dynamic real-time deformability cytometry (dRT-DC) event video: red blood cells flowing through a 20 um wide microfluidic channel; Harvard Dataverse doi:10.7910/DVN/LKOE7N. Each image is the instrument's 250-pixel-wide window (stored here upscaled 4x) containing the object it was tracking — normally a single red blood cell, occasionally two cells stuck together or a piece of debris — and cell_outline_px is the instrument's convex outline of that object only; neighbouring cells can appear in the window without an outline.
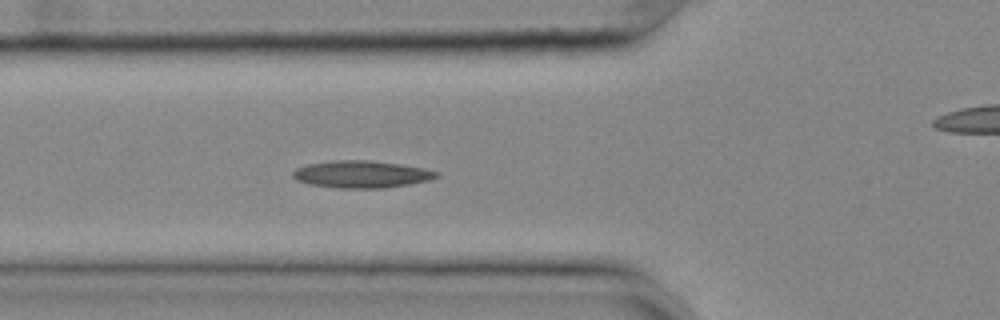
{"species": "common noctule bat (a hibernating species)", "species_latin": "Nyctalus noctula", "temperature_condition": "cold", "stored_images_in_passage": 12, "camera_frame_rate_fps": 3000, "um_per_image_px": 0.085, "animal": {"sex": "female", "body_mass_g": 25.1}, "frame": {"image": 1, "passage_image": 9, "time_ms": 2.667, "image_size_px": [1000, 320], "cell_outline_px": [[440, 176], [428, 180], [408, 184], [384, 188], [340, 188], [308, 184], [296, 180], [292, 176], [292, 172], [296, 168], [308, 164], [336, 160], [368, 160], [400, 164], [424, 168], [440, 172]], "centroid_in_image_um": [30.72, 14.81], "position_along_channel_um": 95.1, "area_um2": 22.72}}